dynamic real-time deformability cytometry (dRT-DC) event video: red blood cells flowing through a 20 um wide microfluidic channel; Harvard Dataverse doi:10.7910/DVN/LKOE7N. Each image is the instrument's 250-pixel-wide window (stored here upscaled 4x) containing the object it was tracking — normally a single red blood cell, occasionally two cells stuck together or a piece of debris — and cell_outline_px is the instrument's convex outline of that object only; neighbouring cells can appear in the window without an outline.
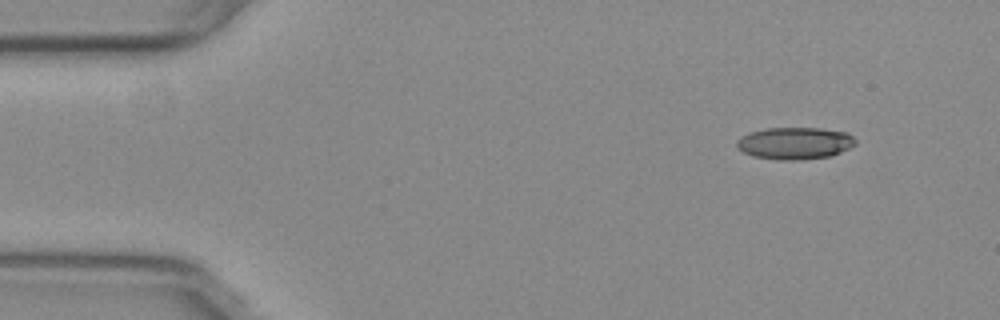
{"species": "common noctule bat (a hibernating species)", "species_latin": "Nyctalus noctula", "temperature_condition": "warm", "stored_images_in_passage": 50, "camera_frame_rate_fps": 3000, "um_per_image_px": 0.085, "animal": {"sex": "female", "body_mass_g": 29.2, "forearm_length_mm": 56.3}, "frame": {"image": 1, "passage_image": 1, "time_ms": 0.0, "image_size_px": [1000, 320], "cell_outline_px": [[856, 144], [832, 156], [800, 160], [780, 160], [752, 156], [744, 152], [736, 144], [736, 140], [740, 136], [748, 132], [764, 128], [820, 128], [848, 132], [856, 140]], "centroid_in_image_um": [67.55, 12.17], "position_along_channel_um": 17.4, "area_um2": 22.37}}
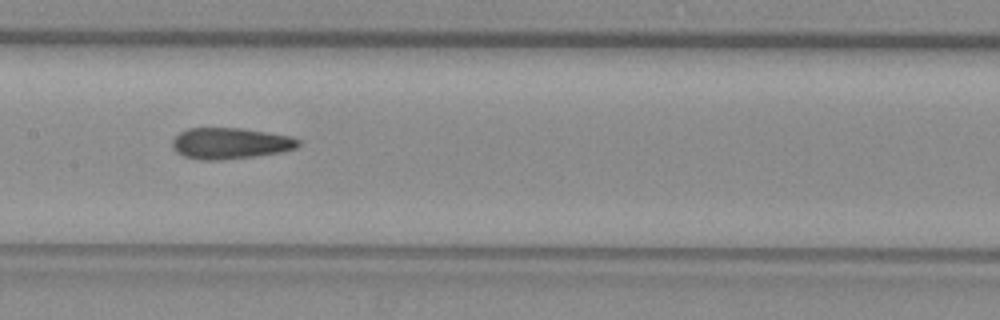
{"frame": {"image": 2, "passage_image": 22, "time_ms": 7.0, "image_size_px": [1000, 320], "cell_outline_px": [[300, 144], [296, 148], [284, 152], [256, 156], [220, 160], [200, 160], [184, 156], [176, 152], [172, 148], [172, 140], [180, 132], [188, 128], [240, 128], [292, 136], [300, 140]], "centroid_in_image_um": [19.58, 12.19], "position_along_channel_um": 187.8, "area_um2": 23.06}}
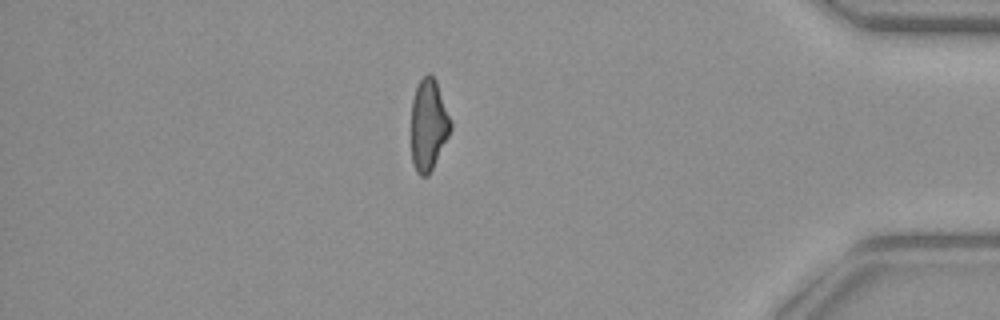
{"frame": {"image": 3, "passage_image": 42, "time_ms": 13.667, "image_size_px": [1000, 320], "cell_outline_px": [[452, 128], [428, 176], [420, 176], [416, 172], [412, 164], [412, 100], [416, 88], [420, 80], [428, 72], [436, 80], [452, 124]], "centroid_in_image_um": [36.41, 10.62], "position_along_channel_um": 398.8, "area_um2": 20.69}, "authors_computed_cell_mechanics": {"area_um2": 22.6287, "velocity_mm_per_s": 3.7887, "shape_relaxation_time_tau1_ms": null, "shape_relaxation_time_tau2_ms": 2.5997, "deformation_change_tau1": null, "deformation_change_tau2": 0.1238}}